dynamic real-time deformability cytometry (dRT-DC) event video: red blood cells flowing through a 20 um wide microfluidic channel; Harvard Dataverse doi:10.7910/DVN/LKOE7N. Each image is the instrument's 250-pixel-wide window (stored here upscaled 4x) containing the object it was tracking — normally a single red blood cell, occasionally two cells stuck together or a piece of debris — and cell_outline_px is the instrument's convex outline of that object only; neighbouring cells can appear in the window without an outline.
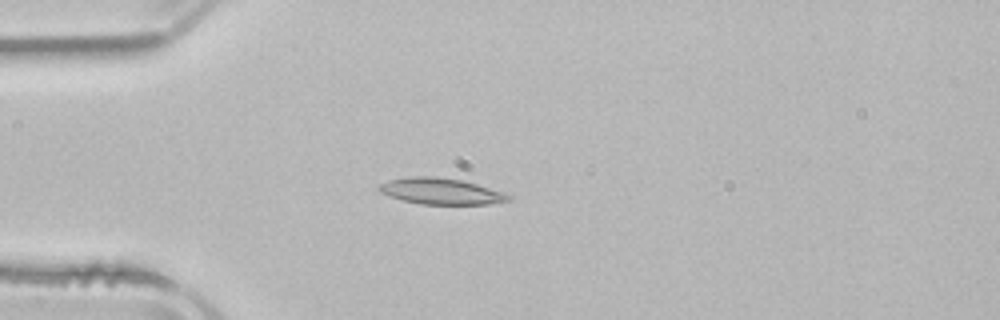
{"species": "common noctule bat (a hibernating species)", "species_latin": "Nyctalus noctula", "temperature_condition": "room temperature", "stored_images_in_passage": 3, "camera_frame_rate_fps": 3000, "um_per_image_px": 0.085, "animal": {"sex": "male", "body_mass_g": 21.5, "forearm_length_mm": 52.0}, "frame": {"image": 1, "passage_image": 3, "time_ms": 2.667, "image_size_px": [1000, 320], "cell_outline_px": [[512, 200], [488, 204], [420, 204], [404, 200], [380, 192], [376, 188], [380, 184], [388, 180], [412, 176], [436, 176], [460, 180], [476, 184], [504, 192], [512, 196]], "centroid_in_image_um": [37.49, 16.25], "position_along_channel_um": 47.5, "area_um2": 19.65}}